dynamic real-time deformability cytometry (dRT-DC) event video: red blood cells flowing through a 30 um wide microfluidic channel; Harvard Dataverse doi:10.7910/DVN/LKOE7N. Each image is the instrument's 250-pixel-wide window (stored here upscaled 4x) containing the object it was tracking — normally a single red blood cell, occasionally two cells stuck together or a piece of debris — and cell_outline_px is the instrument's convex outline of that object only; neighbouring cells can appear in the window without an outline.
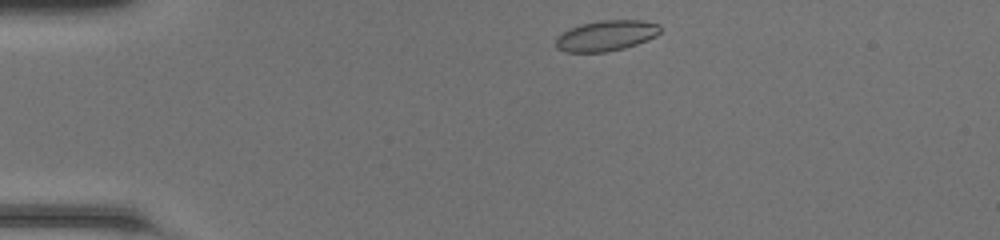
{"species": "common noctule bat (a hibernating species)", "species_latin": "Nyctalus noctula", "temperature_condition": "room temperature", "stored_images_in_passage": 40, "camera_frame_rate_fps": 3000, "um_per_image_px": 0.085, "animal": {"sex": "female", "body_mass_g": 20.0, "forearm_length_mm": 54.0}, "frame": {"image": 1, "passage_image": 1, "time_ms": 0.0, "image_size_px": [1000, 240], "cell_outline_px": [[660, 32], [656, 36], [648, 40], [624, 48], [604, 52], [564, 52], [556, 48], [556, 36], [580, 24], [600, 20], [644, 20], [660, 24]], "centroid_in_image_um": [51.54, 3.03], "position_along_channel_um": 33.5, "area_um2": 18.67}}
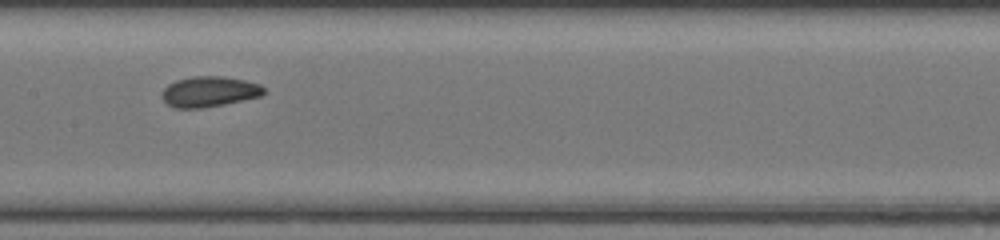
{"frame": {"image": 2, "passage_image": 16, "time_ms": 5.0, "image_size_px": [1000, 240], "cell_outline_px": [[268, 92], [260, 96], [224, 104], [204, 108], [172, 108], [160, 96], [160, 92], [168, 84], [176, 80], [192, 76], [220, 76], [244, 80], [260, 84]], "centroid_in_image_um": [17.76, 7.79], "position_along_channel_um": 189.6, "area_um2": 18.26}}
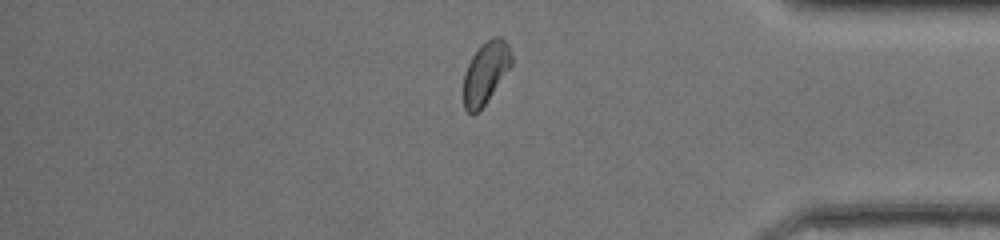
{"frame": {"image": 3, "passage_image": 32, "time_ms": 10.333, "image_size_px": [1000, 240], "cell_outline_px": [[512, 64], [484, 104], [472, 116], [464, 108], [464, 72], [472, 56], [480, 44], [492, 36], [500, 36], [508, 44], [512, 56]], "centroid_in_image_um": [41.27, 6.13], "position_along_channel_um": 393.9, "area_um2": 17.11}, "authors_computed_cell_mechanics": {"area_um2": 17.6868, "velocity_mm_per_s": 4.2632, "shape_relaxation_time_tau1_ms": 4.089, "shape_relaxation_time_tau2_ms": 1.3887, "deformation_change_tau1": 0.1257, "deformation_change_tau2": 0.0621}}